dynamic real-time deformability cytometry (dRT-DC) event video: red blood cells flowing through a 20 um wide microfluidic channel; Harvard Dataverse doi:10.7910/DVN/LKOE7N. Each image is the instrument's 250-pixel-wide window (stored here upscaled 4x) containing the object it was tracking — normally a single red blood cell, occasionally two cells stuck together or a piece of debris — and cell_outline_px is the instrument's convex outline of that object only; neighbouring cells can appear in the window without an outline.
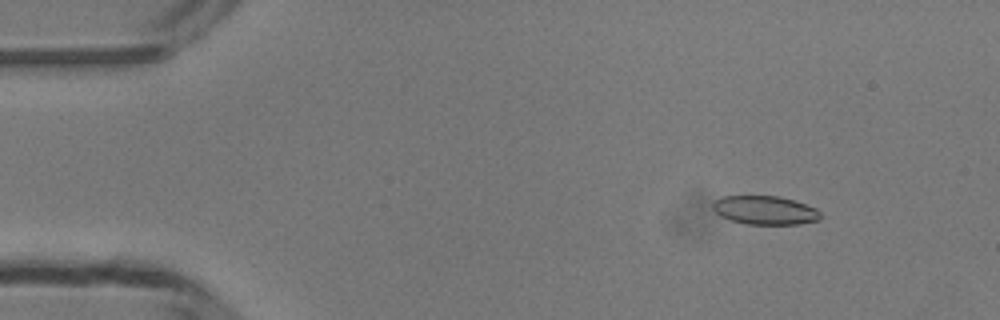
{"species": "common noctule bat (a hibernating species)", "species_latin": "Nyctalus noctula", "temperature_condition": "room temperature", "stored_images_in_passage": 49, "camera_frame_rate_fps": 3000, "um_per_image_px": 0.085, "animal": {"sex": "male", "body_mass_g": 13.3}, "frame": {"image": 1, "passage_image": 6, "time_ms": 1.667, "image_size_px": [1000, 320], "cell_outline_px": [[820, 220], [800, 224], [744, 224], [720, 216], [712, 208], [712, 204], [716, 200], [724, 196], [780, 196], [816, 208], [820, 212]], "centroid_in_image_um": [65.02, 17.87], "position_along_channel_um": 20.0, "area_um2": 17.92}}
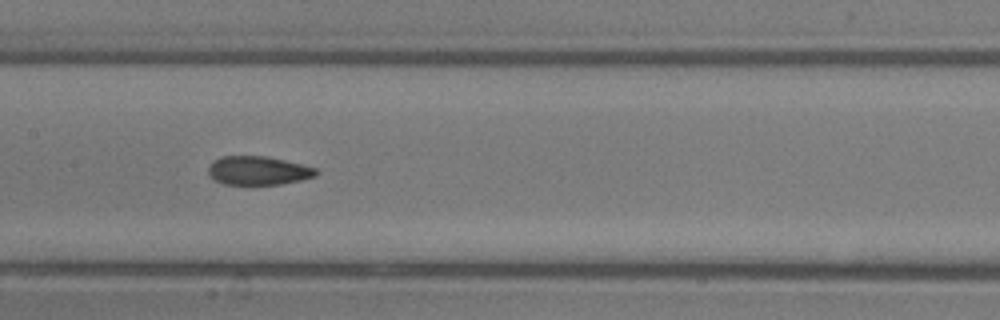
{"frame": {"image": 2, "passage_image": 24, "time_ms": 7.667, "image_size_px": [1000, 320], "cell_outline_px": [[316, 176], [300, 180], [280, 184], [224, 184], [216, 180], [208, 172], [208, 168], [220, 156], [268, 156], [316, 168]], "centroid_in_image_um": [21.95, 14.49], "position_along_channel_um": 185.4, "area_um2": 17.69}}
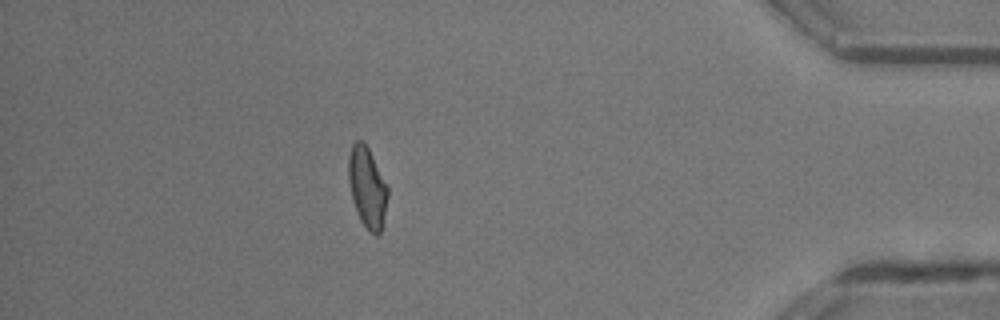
{"frame": {"image": 3, "passage_image": 43, "time_ms": 14.0, "image_size_px": [1000, 320], "cell_outline_px": [[388, 196], [384, 216], [380, 232], [376, 236], [360, 220], [352, 196], [348, 180], [348, 156], [352, 144], [356, 140], [364, 140], [388, 188]], "centroid_in_image_um": [31.2, 15.87], "position_along_channel_um": 404.0, "area_um2": 18.03}, "authors_computed_cell_mechanics": {"area_um2": 18.5538, "velocity_mm_per_s": 4.2225, "shape_relaxation_time_tau1_ms": null, "shape_relaxation_time_tau2_ms": 2.0745, "deformation_change_tau1": null, "deformation_change_tau2": 0.0741}}